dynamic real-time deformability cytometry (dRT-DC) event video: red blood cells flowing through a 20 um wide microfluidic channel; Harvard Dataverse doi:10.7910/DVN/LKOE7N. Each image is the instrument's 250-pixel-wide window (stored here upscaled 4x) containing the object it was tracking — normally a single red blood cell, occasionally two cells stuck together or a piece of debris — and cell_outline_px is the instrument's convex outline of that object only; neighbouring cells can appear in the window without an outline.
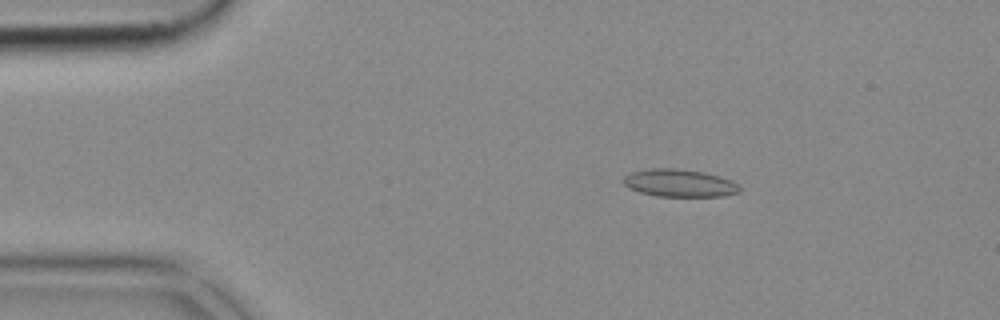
{"species": "common noctule bat (a hibernating species)", "species_latin": "Nyctalus noctula", "temperature_condition": "cold", "stored_images_in_passage": 54, "camera_frame_rate_fps": 3000, "um_per_image_px": 0.085, "animal": {"sex": "female", "body_mass_g": 18.4}, "frame": {"image": 1, "passage_image": 9, "time_ms": 2.667, "image_size_px": [1000, 320], "cell_outline_px": [[740, 192], [724, 196], [656, 196], [640, 192], [628, 188], [620, 180], [624, 176], [632, 172], [652, 168], [672, 168], [704, 172], [732, 180], [740, 188]], "centroid_in_image_um": [57.72, 15.56], "position_along_channel_um": 27.3, "area_um2": 18.67}}
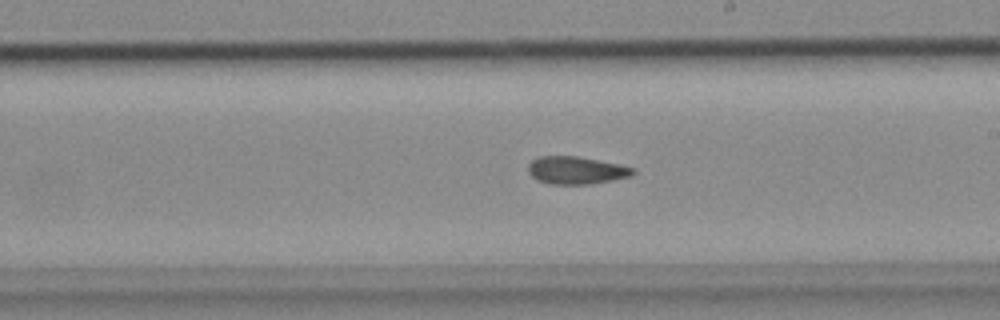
{"frame": {"image": 2, "passage_image": 30, "time_ms": 9.667, "image_size_px": [1000, 320], "cell_outline_px": [[636, 172], [632, 176], [612, 180], [588, 184], [548, 184], [536, 180], [528, 172], [528, 164], [532, 160], [540, 156], [576, 156], [636, 168]], "centroid_in_image_um": [48.96, 14.48], "position_along_channel_um": 240.0, "area_um2": 16.82}}
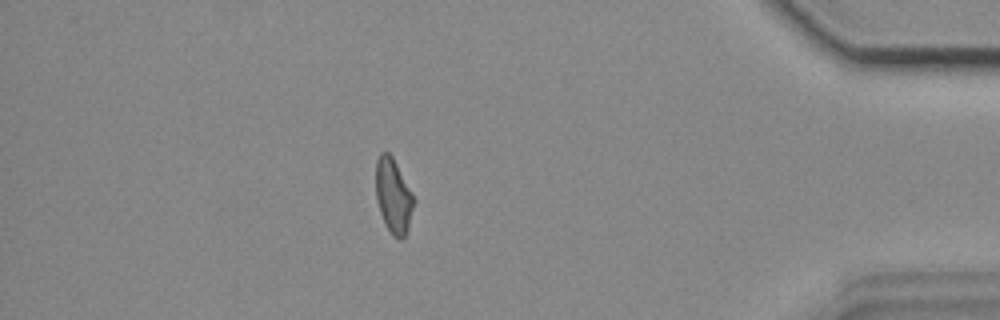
{"frame": {"image": 3, "passage_image": 46, "time_ms": 15.0, "image_size_px": [1000, 320], "cell_outline_px": [[416, 200], [408, 228], [404, 236], [400, 240], [392, 236], [380, 212], [376, 200], [376, 160], [380, 152], [388, 152], [392, 156], [412, 192]], "centroid_in_image_um": [33.44, 16.64], "position_along_channel_um": 401.8, "area_um2": 16.53}}